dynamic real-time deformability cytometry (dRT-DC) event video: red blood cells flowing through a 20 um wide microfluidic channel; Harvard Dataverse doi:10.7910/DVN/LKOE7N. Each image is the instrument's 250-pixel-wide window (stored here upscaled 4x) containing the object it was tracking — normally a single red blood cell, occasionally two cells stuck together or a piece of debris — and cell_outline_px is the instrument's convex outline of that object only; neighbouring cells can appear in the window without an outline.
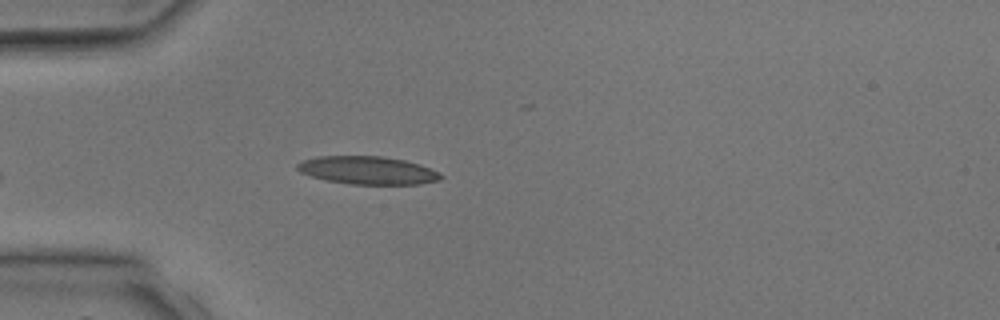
{"species": "common noctule bat (a hibernating species)", "species_latin": "Nyctalus noctula", "temperature_condition": "room temperature", "stored_images_in_passage": 3, "camera_frame_rate_fps": 3000, "um_per_image_px": 0.085, "animal": {"sex": "male", "body_mass_g": 17.9, "forearm_length_mm": 54.2}, "frame": {"image": 1, "passage_image": 3, "time_ms": 2.333, "image_size_px": [1000, 320], "cell_outline_px": [[444, 176], [440, 180], [420, 184], [348, 184], [324, 180], [300, 172], [296, 168], [296, 164], [304, 160], [320, 156], [384, 156], [404, 160], [420, 164], [440, 172]], "centroid_in_image_um": [31.28, 14.48], "position_along_channel_um": 53.7, "area_um2": 23.52}}